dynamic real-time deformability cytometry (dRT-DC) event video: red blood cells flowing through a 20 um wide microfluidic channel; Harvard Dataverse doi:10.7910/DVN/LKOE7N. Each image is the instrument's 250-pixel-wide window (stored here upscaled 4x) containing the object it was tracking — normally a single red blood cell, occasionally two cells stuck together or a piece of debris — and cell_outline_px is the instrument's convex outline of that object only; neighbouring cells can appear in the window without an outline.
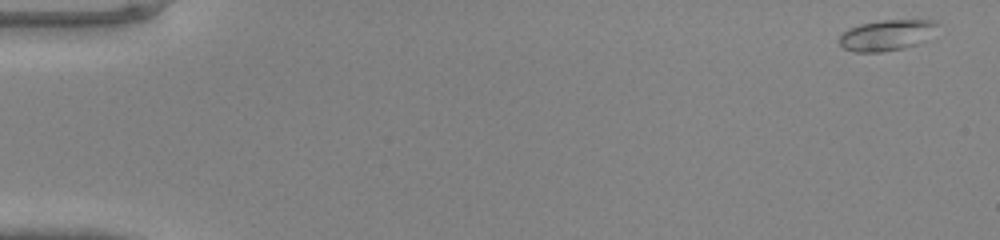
{"species": "common noctule bat (a hibernating species)", "species_latin": "Nyctalus noctula", "temperature_condition": "warm", "stored_images_in_passage": 47, "camera_frame_rate_fps": 3000, "um_per_image_px": 0.085, "animal": {"sex": "male", "body_mass_g": 20.0, "forearm_length_mm": 53.3}, "frame": {"image": 1, "passage_image": 1, "time_ms": 0.0, "image_size_px": [1000, 240], "cell_outline_px": [[936, 24], [924, 40], [916, 44], [904, 48], [884, 52], [852, 52], [844, 48], [840, 44], [840, 36], [848, 28], [860, 24], [880, 20], [932, 20]], "centroid_in_image_um": [75.27, 3.0], "position_along_channel_um": 9.7, "area_um2": 17.22}}
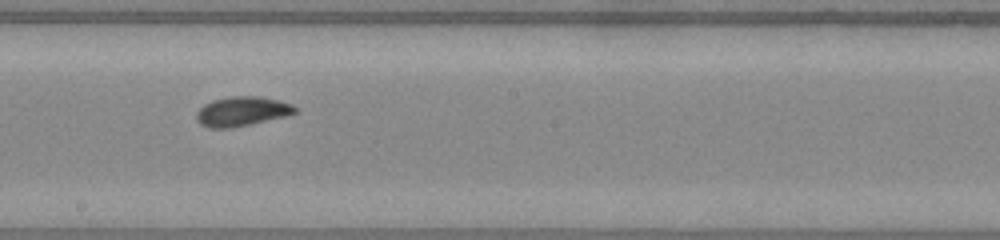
{"frame": {"image": 2, "passage_image": 27, "time_ms": 8.667, "image_size_px": [1000, 240], "cell_outline_px": [[296, 112], [284, 116], [232, 128], [208, 128], [200, 124], [196, 120], [196, 112], [204, 104], [212, 100], [232, 96], [260, 96], [280, 100], [292, 104], [296, 108]], "centroid_in_image_um": [20.53, 9.46], "position_along_channel_um": 227.7, "area_um2": 16.94}}
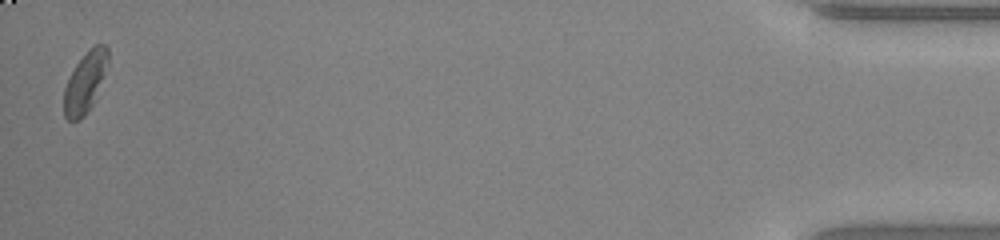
{"frame": {"image": 3, "passage_image": 47, "time_ms": 15.333, "image_size_px": [1000, 240], "cell_outline_px": [[108, 60], [96, 100], [84, 116], [80, 120], [68, 120], [64, 116], [64, 88], [76, 64], [96, 44], [104, 44], [108, 48]], "centroid_in_image_um": [7.24, 7.04], "position_along_channel_um": 428.0, "area_um2": 15.26}}